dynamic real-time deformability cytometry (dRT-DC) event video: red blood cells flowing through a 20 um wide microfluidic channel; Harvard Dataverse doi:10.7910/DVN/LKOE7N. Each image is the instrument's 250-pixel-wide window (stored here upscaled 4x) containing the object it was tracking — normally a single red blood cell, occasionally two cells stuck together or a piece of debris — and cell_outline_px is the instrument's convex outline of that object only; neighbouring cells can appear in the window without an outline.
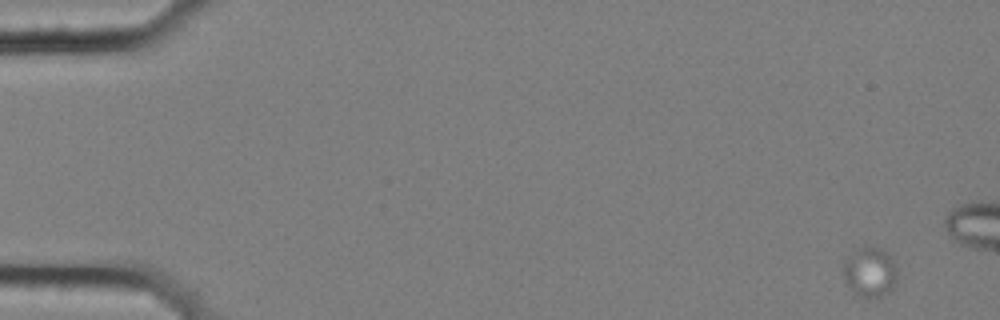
{"species": "common noctule bat (a hibernating species)", "species_latin": "Nyctalus noctula", "temperature_condition": "cold", "stored_images_in_passage": 6, "camera_frame_rate_fps": 3000, "um_per_image_px": 0.085, "animal": {"sex": "female", "body_mass_g": 25.1}, "frame": {"image": 1, "passage_image": 1, "time_ms": 0.0, "image_size_px": [1000, 320], "cell_outline_px": [[896, 280], [892, 288], [888, 292], [880, 296], [860, 296], [844, 280], [840, 272], [844, 260], [860, 248], [880, 248], [892, 260], [896, 268]], "centroid_in_image_um": [73.9, 23.13], "position_along_channel_um": 11.1, "area_um2": 15.09}}